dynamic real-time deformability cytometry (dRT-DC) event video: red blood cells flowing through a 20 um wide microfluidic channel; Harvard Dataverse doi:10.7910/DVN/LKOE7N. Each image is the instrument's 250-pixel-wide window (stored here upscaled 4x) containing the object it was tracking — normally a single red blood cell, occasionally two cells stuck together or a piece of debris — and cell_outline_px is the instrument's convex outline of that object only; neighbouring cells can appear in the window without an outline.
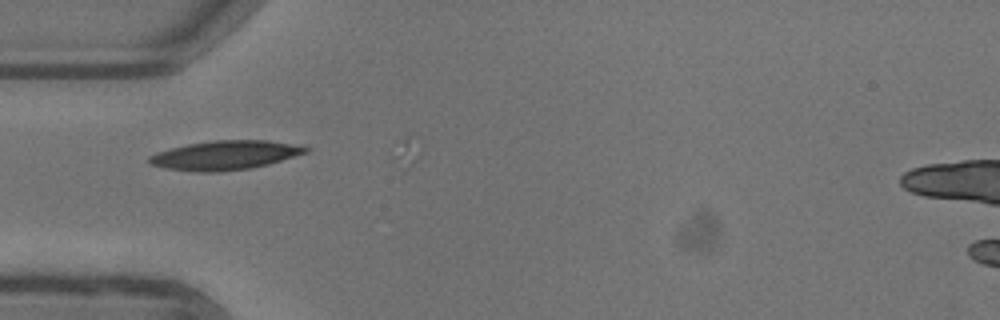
{"species": "common noctule bat (a hibernating species)", "species_latin": "Nyctalus noctula", "temperature_condition": "warm", "stored_images_in_passage": 18, "camera_frame_rate_fps": 3000, "um_per_image_px": 0.085, "animal": {"sex": "female"}, "frame": {"image": 1, "passage_image": 3, "time_ms": 0.667, "image_size_px": [1000, 320], "cell_outline_px": [[312, 148], [308, 152], [268, 164], [252, 168], [220, 172], [196, 172], [164, 168], [148, 164], [148, 156], [156, 152], [188, 144], [212, 140], [268, 140]], "centroid_in_image_um": [19.09, 13.2], "position_along_channel_um": 65.9, "area_um2": 26.65}}
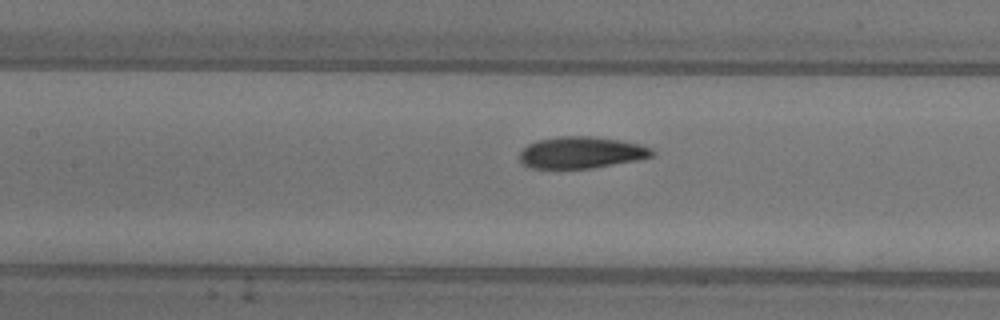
{"frame": {"image": 2, "passage_image": 10, "time_ms": 3.0, "image_size_px": [1000, 320], "cell_outline_px": [[656, 156], [636, 160], [592, 168], [532, 168], [524, 164], [520, 160], [520, 152], [528, 144], [536, 140], [560, 136], [588, 136], [620, 140], [640, 144], [652, 148], [656, 152]], "centroid_in_image_um": [49.45, 12.96], "position_along_channel_um": 158.0, "area_um2": 24.45}}
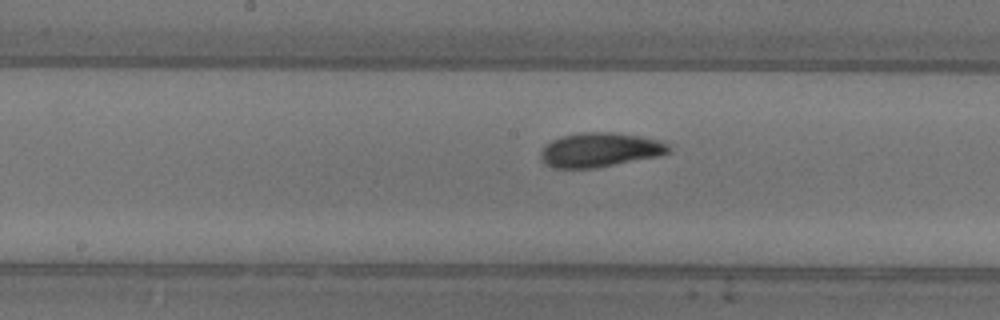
{"frame": {"image": 3, "passage_image": 13, "time_ms": 4.0, "image_size_px": [1000, 320], "cell_outline_px": [[672, 152], [660, 156], [596, 168], [556, 168], [544, 164], [540, 160], [540, 152], [544, 144], [560, 136], [580, 132], [612, 132], [640, 136], [660, 140], [668, 144], [672, 148]], "centroid_in_image_um": [50.99, 12.74], "position_along_channel_um": 197.2, "area_um2": 26.07}}